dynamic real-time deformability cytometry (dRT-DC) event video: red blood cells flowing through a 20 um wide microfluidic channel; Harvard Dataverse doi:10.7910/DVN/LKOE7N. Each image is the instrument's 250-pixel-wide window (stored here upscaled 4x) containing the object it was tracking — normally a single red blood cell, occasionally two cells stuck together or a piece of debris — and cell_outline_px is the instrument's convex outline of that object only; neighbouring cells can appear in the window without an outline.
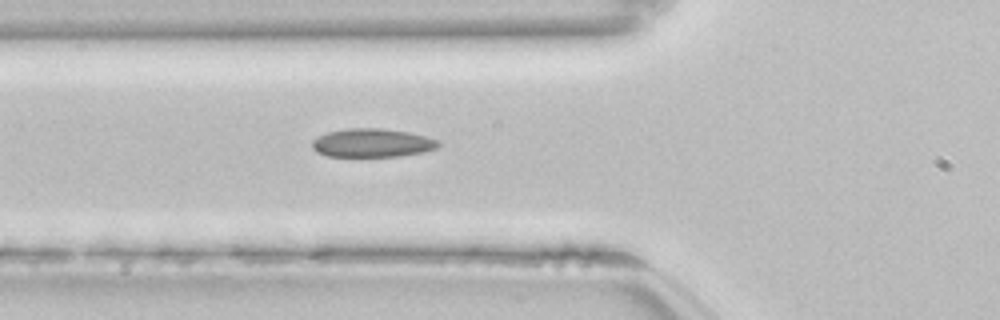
{"species": "common noctule bat (a hibernating species)", "species_latin": "Nyctalus noctula", "temperature_condition": "room temperature", "stored_images_in_passage": 42, "camera_frame_rate_fps": 3000, "um_per_image_px": 0.085, "animal": {"sex": "female", "body_mass_g": 22.7, "forearm_length_mm": 54.2}, "frame": {"image": 1, "passage_image": 7, "time_ms": 2.0, "image_size_px": [1000, 320], "cell_outline_px": [[440, 144], [436, 148], [420, 152], [400, 156], [328, 156], [316, 152], [312, 148], [312, 140], [328, 132], [348, 128], [380, 128], [408, 132], [440, 140]], "centroid_in_image_um": [31.62, 12.14], "position_along_channel_um": 94.2, "area_um2": 20.81}}